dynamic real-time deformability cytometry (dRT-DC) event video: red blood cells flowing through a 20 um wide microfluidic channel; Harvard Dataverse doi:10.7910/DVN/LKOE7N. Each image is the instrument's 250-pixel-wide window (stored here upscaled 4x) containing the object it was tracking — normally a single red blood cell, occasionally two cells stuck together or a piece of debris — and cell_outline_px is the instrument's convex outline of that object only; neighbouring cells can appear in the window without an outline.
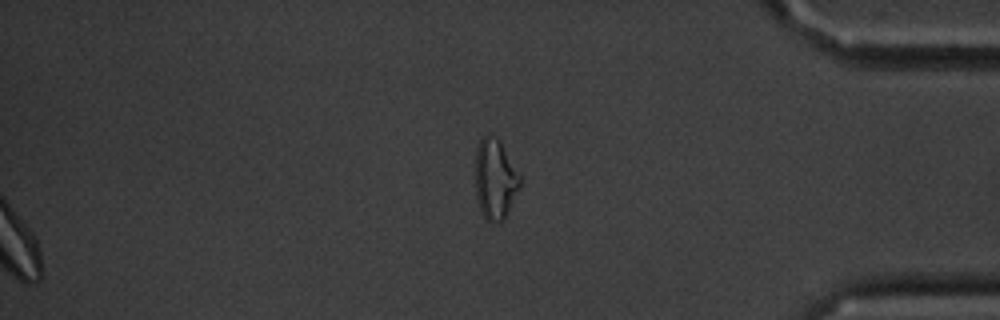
{"species": "common noctule bat (a hibernating species)", "species_latin": "Nyctalus noctula", "temperature_condition": "cold", "stored_images_in_passage": 53, "segment_of_instrument_passage": [2, 2], "camera_frame_rate_fps": 3000, "um_per_image_px": 0.085, "animal": {"sex": "male", "body_mass_g": 20.1, "forearm_length_mm": 53.5}, "frame": {"image": 1, "passage_image": 53, "time_ms": 17.333, "image_size_px": [1000, 320], "cell_outline_px": [[520, 188], [504, 216], [496, 224], [488, 220], [480, 212], [476, 200], [476, 148], [480, 140], [488, 132], [500, 140], [520, 176]], "centroid_in_image_um": [42.06, 15.2], "position_along_channel_um": 393.1, "area_um2": 20.69}}